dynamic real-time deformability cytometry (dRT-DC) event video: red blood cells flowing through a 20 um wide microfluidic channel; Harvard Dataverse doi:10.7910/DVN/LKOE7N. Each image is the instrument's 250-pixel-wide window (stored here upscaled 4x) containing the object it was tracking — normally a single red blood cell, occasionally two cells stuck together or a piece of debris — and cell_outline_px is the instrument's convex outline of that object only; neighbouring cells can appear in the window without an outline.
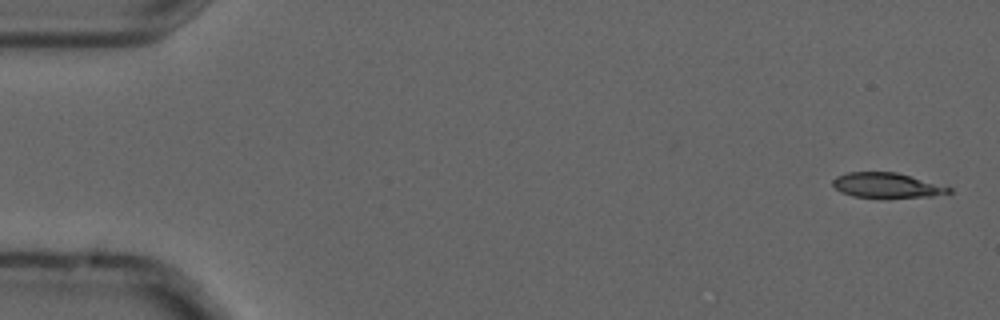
{"species": "common noctule bat (a hibernating species)", "species_latin": "Nyctalus noctula", "temperature_condition": "cold", "stored_images_in_passage": 5, "camera_frame_rate_fps": 3000, "um_per_image_px": 0.085, "animal": {"sex": "male", "forearm_length_mm": 52.5}, "frame": {"image": 1, "passage_image": 1, "time_ms": 0.0, "image_size_px": [1000, 320], "cell_outline_px": [[952, 192], [932, 196], [852, 196], [840, 192], [832, 184], [832, 180], [836, 176], [848, 172], [896, 172], [952, 188]], "centroid_in_image_um": [75.32, 15.73], "position_along_channel_um": 9.7, "area_um2": 16.3}}